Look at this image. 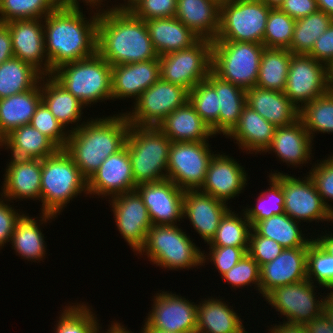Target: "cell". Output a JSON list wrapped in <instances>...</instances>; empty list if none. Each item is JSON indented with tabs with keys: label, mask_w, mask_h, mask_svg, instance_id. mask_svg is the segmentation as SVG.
Returning a JSON list of instances; mask_svg holds the SVG:
<instances>
[{
	"label": "cell",
	"mask_w": 333,
	"mask_h": 333,
	"mask_svg": "<svg viewBox=\"0 0 333 333\" xmlns=\"http://www.w3.org/2000/svg\"><path fill=\"white\" fill-rule=\"evenodd\" d=\"M127 3H126V2ZM136 0H124V4H120V6L118 5H114V7H112V9H129L130 6L135 2ZM101 2H103V0H101ZM117 6V7H116Z\"/></svg>",
	"instance_id": "753ad0ef"
},
{
	"label": "cell",
	"mask_w": 333,
	"mask_h": 333,
	"mask_svg": "<svg viewBox=\"0 0 333 333\" xmlns=\"http://www.w3.org/2000/svg\"><path fill=\"white\" fill-rule=\"evenodd\" d=\"M306 328L310 333H333V326L323 313L317 318L312 319L306 325Z\"/></svg>",
	"instance_id": "6125c7cd"
},
{
	"label": "cell",
	"mask_w": 333,
	"mask_h": 333,
	"mask_svg": "<svg viewBox=\"0 0 333 333\" xmlns=\"http://www.w3.org/2000/svg\"><path fill=\"white\" fill-rule=\"evenodd\" d=\"M88 195V180L83 176L72 157L59 149L54 155L42 160L40 201L42 220L46 223L78 194ZM44 221V222H43Z\"/></svg>",
	"instance_id": "277c9868"
},
{
	"label": "cell",
	"mask_w": 333,
	"mask_h": 333,
	"mask_svg": "<svg viewBox=\"0 0 333 333\" xmlns=\"http://www.w3.org/2000/svg\"><path fill=\"white\" fill-rule=\"evenodd\" d=\"M136 184L126 145L117 153L110 155L99 169L88 179V194L114 197L134 191Z\"/></svg>",
	"instance_id": "ffe728a7"
},
{
	"label": "cell",
	"mask_w": 333,
	"mask_h": 333,
	"mask_svg": "<svg viewBox=\"0 0 333 333\" xmlns=\"http://www.w3.org/2000/svg\"><path fill=\"white\" fill-rule=\"evenodd\" d=\"M279 9L295 20L319 10L316 0H284Z\"/></svg>",
	"instance_id": "91938a15"
},
{
	"label": "cell",
	"mask_w": 333,
	"mask_h": 333,
	"mask_svg": "<svg viewBox=\"0 0 333 333\" xmlns=\"http://www.w3.org/2000/svg\"><path fill=\"white\" fill-rule=\"evenodd\" d=\"M303 333H310V331H309V330H307V328H306V326H305V325H303Z\"/></svg>",
	"instance_id": "11e5206c"
},
{
	"label": "cell",
	"mask_w": 333,
	"mask_h": 333,
	"mask_svg": "<svg viewBox=\"0 0 333 333\" xmlns=\"http://www.w3.org/2000/svg\"><path fill=\"white\" fill-rule=\"evenodd\" d=\"M307 250V279L333 293V234L313 238ZM314 277V278H312Z\"/></svg>",
	"instance_id": "f35d334b"
},
{
	"label": "cell",
	"mask_w": 333,
	"mask_h": 333,
	"mask_svg": "<svg viewBox=\"0 0 333 333\" xmlns=\"http://www.w3.org/2000/svg\"><path fill=\"white\" fill-rule=\"evenodd\" d=\"M30 125L47 136L59 149H65L69 131L65 130L43 102L37 107Z\"/></svg>",
	"instance_id": "f907efd6"
},
{
	"label": "cell",
	"mask_w": 333,
	"mask_h": 333,
	"mask_svg": "<svg viewBox=\"0 0 333 333\" xmlns=\"http://www.w3.org/2000/svg\"><path fill=\"white\" fill-rule=\"evenodd\" d=\"M213 41L200 38L192 46L159 56L161 79L192 90L212 71Z\"/></svg>",
	"instance_id": "30bf717a"
},
{
	"label": "cell",
	"mask_w": 333,
	"mask_h": 333,
	"mask_svg": "<svg viewBox=\"0 0 333 333\" xmlns=\"http://www.w3.org/2000/svg\"><path fill=\"white\" fill-rule=\"evenodd\" d=\"M270 175L281 183L284 211L292 219L300 223L301 220L304 222L333 220V212L323 202L309 175L305 176L304 180L280 172H271Z\"/></svg>",
	"instance_id": "4fadbf2b"
},
{
	"label": "cell",
	"mask_w": 333,
	"mask_h": 333,
	"mask_svg": "<svg viewBox=\"0 0 333 333\" xmlns=\"http://www.w3.org/2000/svg\"><path fill=\"white\" fill-rule=\"evenodd\" d=\"M221 200L198 190H185L183 218H189L196 232L207 244L215 236L221 219L230 210Z\"/></svg>",
	"instance_id": "603a6c76"
},
{
	"label": "cell",
	"mask_w": 333,
	"mask_h": 333,
	"mask_svg": "<svg viewBox=\"0 0 333 333\" xmlns=\"http://www.w3.org/2000/svg\"><path fill=\"white\" fill-rule=\"evenodd\" d=\"M284 248L276 241L258 235L251 229L249 235V249L248 254L257 261L259 266L274 260Z\"/></svg>",
	"instance_id": "9f6ffc18"
},
{
	"label": "cell",
	"mask_w": 333,
	"mask_h": 333,
	"mask_svg": "<svg viewBox=\"0 0 333 333\" xmlns=\"http://www.w3.org/2000/svg\"><path fill=\"white\" fill-rule=\"evenodd\" d=\"M308 247L285 248L274 260L260 266V293L265 297L279 286L307 279Z\"/></svg>",
	"instance_id": "7402d4cb"
},
{
	"label": "cell",
	"mask_w": 333,
	"mask_h": 333,
	"mask_svg": "<svg viewBox=\"0 0 333 333\" xmlns=\"http://www.w3.org/2000/svg\"><path fill=\"white\" fill-rule=\"evenodd\" d=\"M154 296L146 323L166 332H196L197 305L181 295L162 291Z\"/></svg>",
	"instance_id": "e0dca14e"
},
{
	"label": "cell",
	"mask_w": 333,
	"mask_h": 333,
	"mask_svg": "<svg viewBox=\"0 0 333 333\" xmlns=\"http://www.w3.org/2000/svg\"><path fill=\"white\" fill-rule=\"evenodd\" d=\"M222 0H177L175 16L198 37L214 41Z\"/></svg>",
	"instance_id": "484cf974"
},
{
	"label": "cell",
	"mask_w": 333,
	"mask_h": 333,
	"mask_svg": "<svg viewBox=\"0 0 333 333\" xmlns=\"http://www.w3.org/2000/svg\"><path fill=\"white\" fill-rule=\"evenodd\" d=\"M265 3L269 8H280L284 0H260Z\"/></svg>",
	"instance_id": "2644e50d"
},
{
	"label": "cell",
	"mask_w": 333,
	"mask_h": 333,
	"mask_svg": "<svg viewBox=\"0 0 333 333\" xmlns=\"http://www.w3.org/2000/svg\"><path fill=\"white\" fill-rule=\"evenodd\" d=\"M222 278L235 288L255 284L260 292V266L248 253Z\"/></svg>",
	"instance_id": "816d5d0a"
},
{
	"label": "cell",
	"mask_w": 333,
	"mask_h": 333,
	"mask_svg": "<svg viewBox=\"0 0 333 333\" xmlns=\"http://www.w3.org/2000/svg\"><path fill=\"white\" fill-rule=\"evenodd\" d=\"M283 324L271 327L270 333H303V325L282 322Z\"/></svg>",
	"instance_id": "be15d7a7"
},
{
	"label": "cell",
	"mask_w": 333,
	"mask_h": 333,
	"mask_svg": "<svg viewBox=\"0 0 333 333\" xmlns=\"http://www.w3.org/2000/svg\"><path fill=\"white\" fill-rule=\"evenodd\" d=\"M26 92L0 99V131L6 136L12 130L30 124L42 102L41 85Z\"/></svg>",
	"instance_id": "836d02e7"
},
{
	"label": "cell",
	"mask_w": 333,
	"mask_h": 333,
	"mask_svg": "<svg viewBox=\"0 0 333 333\" xmlns=\"http://www.w3.org/2000/svg\"><path fill=\"white\" fill-rule=\"evenodd\" d=\"M14 57L12 50V37L8 27L0 23V65Z\"/></svg>",
	"instance_id": "94428289"
},
{
	"label": "cell",
	"mask_w": 333,
	"mask_h": 333,
	"mask_svg": "<svg viewBox=\"0 0 333 333\" xmlns=\"http://www.w3.org/2000/svg\"><path fill=\"white\" fill-rule=\"evenodd\" d=\"M298 223L286 213H282L257 222L252 229L258 235L276 241L284 249L308 247L313 239L304 237Z\"/></svg>",
	"instance_id": "74e56055"
},
{
	"label": "cell",
	"mask_w": 333,
	"mask_h": 333,
	"mask_svg": "<svg viewBox=\"0 0 333 333\" xmlns=\"http://www.w3.org/2000/svg\"><path fill=\"white\" fill-rule=\"evenodd\" d=\"M40 84L42 102L64 128L76 122L77 124H74L76 126H74V128L71 126V130H68L69 132L82 126L83 123L80 125L78 122L81 121V115L83 114L82 109H84L85 106L68 92L52 75H46V77L43 75Z\"/></svg>",
	"instance_id": "1f68e13d"
},
{
	"label": "cell",
	"mask_w": 333,
	"mask_h": 333,
	"mask_svg": "<svg viewBox=\"0 0 333 333\" xmlns=\"http://www.w3.org/2000/svg\"><path fill=\"white\" fill-rule=\"evenodd\" d=\"M185 233L177 225H154L138 254L145 252L149 261L167 270L202 266L203 251Z\"/></svg>",
	"instance_id": "52a82bcc"
},
{
	"label": "cell",
	"mask_w": 333,
	"mask_h": 333,
	"mask_svg": "<svg viewBox=\"0 0 333 333\" xmlns=\"http://www.w3.org/2000/svg\"><path fill=\"white\" fill-rule=\"evenodd\" d=\"M188 100L187 89L160 78L135 101L132 112L125 114L131 125L157 127L164 118Z\"/></svg>",
	"instance_id": "7c38bea8"
},
{
	"label": "cell",
	"mask_w": 333,
	"mask_h": 333,
	"mask_svg": "<svg viewBox=\"0 0 333 333\" xmlns=\"http://www.w3.org/2000/svg\"><path fill=\"white\" fill-rule=\"evenodd\" d=\"M299 119L312 140L316 132L333 133V91L329 90L300 108Z\"/></svg>",
	"instance_id": "7bdbcfd3"
},
{
	"label": "cell",
	"mask_w": 333,
	"mask_h": 333,
	"mask_svg": "<svg viewBox=\"0 0 333 333\" xmlns=\"http://www.w3.org/2000/svg\"><path fill=\"white\" fill-rule=\"evenodd\" d=\"M311 147L312 138L303 122L298 119L291 125L276 127L273 139L264 152L273 151L281 161L294 166L297 164V167L308 163L312 154Z\"/></svg>",
	"instance_id": "4316f807"
},
{
	"label": "cell",
	"mask_w": 333,
	"mask_h": 333,
	"mask_svg": "<svg viewBox=\"0 0 333 333\" xmlns=\"http://www.w3.org/2000/svg\"><path fill=\"white\" fill-rule=\"evenodd\" d=\"M264 48L253 42L213 41L212 71L247 91L256 86Z\"/></svg>",
	"instance_id": "ba28073f"
},
{
	"label": "cell",
	"mask_w": 333,
	"mask_h": 333,
	"mask_svg": "<svg viewBox=\"0 0 333 333\" xmlns=\"http://www.w3.org/2000/svg\"><path fill=\"white\" fill-rule=\"evenodd\" d=\"M135 190L143 199L152 226L175 225L177 221L183 219L184 190L168 178L141 183L136 186Z\"/></svg>",
	"instance_id": "ac0fdd59"
},
{
	"label": "cell",
	"mask_w": 333,
	"mask_h": 333,
	"mask_svg": "<svg viewBox=\"0 0 333 333\" xmlns=\"http://www.w3.org/2000/svg\"><path fill=\"white\" fill-rule=\"evenodd\" d=\"M83 122L69 132L65 151L88 180L102 162L125 146L130 123L125 113Z\"/></svg>",
	"instance_id": "3957f363"
},
{
	"label": "cell",
	"mask_w": 333,
	"mask_h": 333,
	"mask_svg": "<svg viewBox=\"0 0 333 333\" xmlns=\"http://www.w3.org/2000/svg\"><path fill=\"white\" fill-rule=\"evenodd\" d=\"M56 1L59 6H80L78 2L79 0H56ZM83 1L87 3L86 5H90V7H93L95 9H98L101 7L100 5H103L101 3V0H83ZM95 6L98 7L96 8Z\"/></svg>",
	"instance_id": "e7e4bbea"
},
{
	"label": "cell",
	"mask_w": 333,
	"mask_h": 333,
	"mask_svg": "<svg viewBox=\"0 0 333 333\" xmlns=\"http://www.w3.org/2000/svg\"><path fill=\"white\" fill-rule=\"evenodd\" d=\"M123 326L124 325L114 322L111 324L110 329L106 333H133L130 332L129 330H126L127 327L125 328V326L124 327Z\"/></svg>",
	"instance_id": "a7ac6f4b"
},
{
	"label": "cell",
	"mask_w": 333,
	"mask_h": 333,
	"mask_svg": "<svg viewBox=\"0 0 333 333\" xmlns=\"http://www.w3.org/2000/svg\"><path fill=\"white\" fill-rule=\"evenodd\" d=\"M197 304L196 333H248L242 320L221 299L208 298Z\"/></svg>",
	"instance_id": "d6a6232c"
},
{
	"label": "cell",
	"mask_w": 333,
	"mask_h": 333,
	"mask_svg": "<svg viewBox=\"0 0 333 333\" xmlns=\"http://www.w3.org/2000/svg\"><path fill=\"white\" fill-rule=\"evenodd\" d=\"M1 200L0 198V248L2 249V245L4 247V244L11 242L15 224L22 214H18L14 207L8 206Z\"/></svg>",
	"instance_id": "680465c9"
},
{
	"label": "cell",
	"mask_w": 333,
	"mask_h": 333,
	"mask_svg": "<svg viewBox=\"0 0 333 333\" xmlns=\"http://www.w3.org/2000/svg\"><path fill=\"white\" fill-rule=\"evenodd\" d=\"M80 9L79 6H58L43 19L45 53L51 75L63 64L97 53L99 11L93 12L87 20Z\"/></svg>",
	"instance_id": "6da1fadb"
},
{
	"label": "cell",
	"mask_w": 333,
	"mask_h": 333,
	"mask_svg": "<svg viewBox=\"0 0 333 333\" xmlns=\"http://www.w3.org/2000/svg\"><path fill=\"white\" fill-rule=\"evenodd\" d=\"M270 9L260 0H222L219 31L214 41L263 44Z\"/></svg>",
	"instance_id": "9c48e42d"
},
{
	"label": "cell",
	"mask_w": 333,
	"mask_h": 333,
	"mask_svg": "<svg viewBox=\"0 0 333 333\" xmlns=\"http://www.w3.org/2000/svg\"><path fill=\"white\" fill-rule=\"evenodd\" d=\"M323 314L329 320V323L333 326V293H328L324 301Z\"/></svg>",
	"instance_id": "03108f58"
},
{
	"label": "cell",
	"mask_w": 333,
	"mask_h": 333,
	"mask_svg": "<svg viewBox=\"0 0 333 333\" xmlns=\"http://www.w3.org/2000/svg\"><path fill=\"white\" fill-rule=\"evenodd\" d=\"M6 168L3 200L32 198L40 201L42 160L12 157Z\"/></svg>",
	"instance_id": "d4e9b609"
},
{
	"label": "cell",
	"mask_w": 333,
	"mask_h": 333,
	"mask_svg": "<svg viewBox=\"0 0 333 333\" xmlns=\"http://www.w3.org/2000/svg\"><path fill=\"white\" fill-rule=\"evenodd\" d=\"M111 198L117 229L133 251L139 253L152 227L143 199L136 190Z\"/></svg>",
	"instance_id": "2e32d148"
},
{
	"label": "cell",
	"mask_w": 333,
	"mask_h": 333,
	"mask_svg": "<svg viewBox=\"0 0 333 333\" xmlns=\"http://www.w3.org/2000/svg\"><path fill=\"white\" fill-rule=\"evenodd\" d=\"M90 307L83 303L65 306L55 326V333H100L99 324Z\"/></svg>",
	"instance_id": "c3c4849f"
},
{
	"label": "cell",
	"mask_w": 333,
	"mask_h": 333,
	"mask_svg": "<svg viewBox=\"0 0 333 333\" xmlns=\"http://www.w3.org/2000/svg\"><path fill=\"white\" fill-rule=\"evenodd\" d=\"M0 146H5V135L0 131Z\"/></svg>",
	"instance_id": "34e18365"
},
{
	"label": "cell",
	"mask_w": 333,
	"mask_h": 333,
	"mask_svg": "<svg viewBox=\"0 0 333 333\" xmlns=\"http://www.w3.org/2000/svg\"><path fill=\"white\" fill-rule=\"evenodd\" d=\"M332 22L333 17L321 10L296 19L292 41L288 50L292 54L307 55L312 50L315 41L327 30Z\"/></svg>",
	"instance_id": "b9f144b4"
},
{
	"label": "cell",
	"mask_w": 333,
	"mask_h": 333,
	"mask_svg": "<svg viewBox=\"0 0 333 333\" xmlns=\"http://www.w3.org/2000/svg\"><path fill=\"white\" fill-rule=\"evenodd\" d=\"M307 55L327 67L333 62V22L315 41L312 50Z\"/></svg>",
	"instance_id": "6f0895ef"
},
{
	"label": "cell",
	"mask_w": 333,
	"mask_h": 333,
	"mask_svg": "<svg viewBox=\"0 0 333 333\" xmlns=\"http://www.w3.org/2000/svg\"><path fill=\"white\" fill-rule=\"evenodd\" d=\"M246 105L276 127L291 125L299 119V109L282 91L254 86L246 91Z\"/></svg>",
	"instance_id": "83f0119b"
},
{
	"label": "cell",
	"mask_w": 333,
	"mask_h": 333,
	"mask_svg": "<svg viewBox=\"0 0 333 333\" xmlns=\"http://www.w3.org/2000/svg\"><path fill=\"white\" fill-rule=\"evenodd\" d=\"M5 147L11 150L12 157L38 160L52 156L59 150L47 136L30 124L20 126L6 135Z\"/></svg>",
	"instance_id": "d590c367"
},
{
	"label": "cell",
	"mask_w": 333,
	"mask_h": 333,
	"mask_svg": "<svg viewBox=\"0 0 333 333\" xmlns=\"http://www.w3.org/2000/svg\"><path fill=\"white\" fill-rule=\"evenodd\" d=\"M144 324L145 325L143 326L141 333H196V332H166L155 328H151L146 322Z\"/></svg>",
	"instance_id": "89a4df30"
},
{
	"label": "cell",
	"mask_w": 333,
	"mask_h": 333,
	"mask_svg": "<svg viewBox=\"0 0 333 333\" xmlns=\"http://www.w3.org/2000/svg\"><path fill=\"white\" fill-rule=\"evenodd\" d=\"M314 286L306 279L297 283L279 286L271 290L264 298L281 315L287 318L286 323L307 325L312 319L323 313L327 296L317 300ZM316 298V299H315Z\"/></svg>",
	"instance_id": "5bb4252c"
},
{
	"label": "cell",
	"mask_w": 333,
	"mask_h": 333,
	"mask_svg": "<svg viewBox=\"0 0 333 333\" xmlns=\"http://www.w3.org/2000/svg\"><path fill=\"white\" fill-rule=\"evenodd\" d=\"M206 81L216 90L218 96L219 134L227 135L237 124L246 106V91L225 81L211 71Z\"/></svg>",
	"instance_id": "e575fe53"
},
{
	"label": "cell",
	"mask_w": 333,
	"mask_h": 333,
	"mask_svg": "<svg viewBox=\"0 0 333 333\" xmlns=\"http://www.w3.org/2000/svg\"><path fill=\"white\" fill-rule=\"evenodd\" d=\"M269 178V185L271 186L266 191L261 192L257 197L258 203H256L254 207H246L245 210H242L249 220L251 227L257 222L272 217L273 215L285 213L282 185L274 176L269 175Z\"/></svg>",
	"instance_id": "bcb514c9"
},
{
	"label": "cell",
	"mask_w": 333,
	"mask_h": 333,
	"mask_svg": "<svg viewBox=\"0 0 333 333\" xmlns=\"http://www.w3.org/2000/svg\"><path fill=\"white\" fill-rule=\"evenodd\" d=\"M58 6L56 0H0V23L44 19Z\"/></svg>",
	"instance_id": "f6af8a7d"
},
{
	"label": "cell",
	"mask_w": 333,
	"mask_h": 333,
	"mask_svg": "<svg viewBox=\"0 0 333 333\" xmlns=\"http://www.w3.org/2000/svg\"><path fill=\"white\" fill-rule=\"evenodd\" d=\"M52 76L84 106L112 99V66L98 53L61 65Z\"/></svg>",
	"instance_id": "8992f818"
},
{
	"label": "cell",
	"mask_w": 333,
	"mask_h": 333,
	"mask_svg": "<svg viewBox=\"0 0 333 333\" xmlns=\"http://www.w3.org/2000/svg\"><path fill=\"white\" fill-rule=\"evenodd\" d=\"M209 249L210 251L208 255H204V253H202V264L206 263V257L207 260L211 259L210 262H213L216 269H218V272L222 276L234 267L244 255L247 254L249 247L210 246Z\"/></svg>",
	"instance_id": "11a10c76"
},
{
	"label": "cell",
	"mask_w": 333,
	"mask_h": 333,
	"mask_svg": "<svg viewBox=\"0 0 333 333\" xmlns=\"http://www.w3.org/2000/svg\"><path fill=\"white\" fill-rule=\"evenodd\" d=\"M319 10L333 17V0H316Z\"/></svg>",
	"instance_id": "003e7915"
},
{
	"label": "cell",
	"mask_w": 333,
	"mask_h": 333,
	"mask_svg": "<svg viewBox=\"0 0 333 333\" xmlns=\"http://www.w3.org/2000/svg\"><path fill=\"white\" fill-rule=\"evenodd\" d=\"M296 20L279 8L270 9L263 45L266 48L289 49Z\"/></svg>",
	"instance_id": "681fc988"
},
{
	"label": "cell",
	"mask_w": 333,
	"mask_h": 333,
	"mask_svg": "<svg viewBox=\"0 0 333 333\" xmlns=\"http://www.w3.org/2000/svg\"><path fill=\"white\" fill-rule=\"evenodd\" d=\"M145 22L158 56L188 48L200 39L176 17L147 19Z\"/></svg>",
	"instance_id": "f546056e"
},
{
	"label": "cell",
	"mask_w": 333,
	"mask_h": 333,
	"mask_svg": "<svg viewBox=\"0 0 333 333\" xmlns=\"http://www.w3.org/2000/svg\"><path fill=\"white\" fill-rule=\"evenodd\" d=\"M243 169L244 167L229 155L214 154L199 190L226 203L240 194L247 185V174Z\"/></svg>",
	"instance_id": "44dd1931"
},
{
	"label": "cell",
	"mask_w": 333,
	"mask_h": 333,
	"mask_svg": "<svg viewBox=\"0 0 333 333\" xmlns=\"http://www.w3.org/2000/svg\"><path fill=\"white\" fill-rule=\"evenodd\" d=\"M171 143L158 127L130 125L125 145L136 185L167 178Z\"/></svg>",
	"instance_id": "5b68a950"
},
{
	"label": "cell",
	"mask_w": 333,
	"mask_h": 333,
	"mask_svg": "<svg viewBox=\"0 0 333 333\" xmlns=\"http://www.w3.org/2000/svg\"><path fill=\"white\" fill-rule=\"evenodd\" d=\"M196 113L210 127L214 135L219 133L218 96L216 90L205 80L189 91V100Z\"/></svg>",
	"instance_id": "7dc6e473"
},
{
	"label": "cell",
	"mask_w": 333,
	"mask_h": 333,
	"mask_svg": "<svg viewBox=\"0 0 333 333\" xmlns=\"http://www.w3.org/2000/svg\"><path fill=\"white\" fill-rule=\"evenodd\" d=\"M42 21L43 19L13 20L5 25L12 37L14 57L31 64L46 76L51 75V67L45 53Z\"/></svg>",
	"instance_id": "d6986e66"
},
{
	"label": "cell",
	"mask_w": 333,
	"mask_h": 333,
	"mask_svg": "<svg viewBox=\"0 0 333 333\" xmlns=\"http://www.w3.org/2000/svg\"><path fill=\"white\" fill-rule=\"evenodd\" d=\"M242 214L243 218L229 210L221 219L215 236L208 243L209 246L249 247V235L252 227L245 213L242 212Z\"/></svg>",
	"instance_id": "ee69618b"
},
{
	"label": "cell",
	"mask_w": 333,
	"mask_h": 333,
	"mask_svg": "<svg viewBox=\"0 0 333 333\" xmlns=\"http://www.w3.org/2000/svg\"><path fill=\"white\" fill-rule=\"evenodd\" d=\"M328 91V67L309 55L293 54L284 89L291 102L300 109Z\"/></svg>",
	"instance_id": "9a60e30c"
},
{
	"label": "cell",
	"mask_w": 333,
	"mask_h": 333,
	"mask_svg": "<svg viewBox=\"0 0 333 333\" xmlns=\"http://www.w3.org/2000/svg\"><path fill=\"white\" fill-rule=\"evenodd\" d=\"M207 141L172 142L169 148L167 178L182 190H198L205 181L214 152Z\"/></svg>",
	"instance_id": "8fae6325"
},
{
	"label": "cell",
	"mask_w": 333,
	"mask_h": 333,
	"mask_svg": "<svg viewBox=\"0 0 333 333\" xmlns=\"http://www.w3.org/2000/svg\"><path fill=\"white\" fill-rule=\"evenodd\" d=\"M177 0H136L129 10L142 20L174 17Z\"/></svg>",
	"instance_id": "db71d44e"
},
{
	"label": "cell",
	"mask_w": 333,
	"mask_h": 333,
	"mask_svg": "<svg viewBox=\"0 0 333 333\" xmlns=\"http://www.w3.org/2000/svg\"><path fill=\"white\" fill-rule=\"evenodd\" d=\"M43 74L31 64L12 57L0 65V99L26 92L40 84Z\"/></svg>",
	"instance_id": "8d00e7d4"
},
{
	"label": "cell",
	"mask_w": 333,
	"mask_h": 333,
	"mask_svg": "<svg viewBox=\"0 0 333 333\" xmlns=\"http://www.w3.org/2000/svg\"><path fill=\"white\" fill-rule=\"evenodd\" d=\"M276 126L265 120L259 113L245 106L234 128L226 135L236 140L241 149L249 153H262L270 145Z\"/></svg>",
	"instance_id": "4dcf8cb0"
},
{
	"label": "cell",
	"mask_w": 333,
	"mask_h": 333,
	"mask_svg": "<svg viewBox=\"0 0 333 333\" xmlns=\"http://www.w3.org/2000/svg\"><path fill=\"white\" fill-rule=\"evenodd\" d=\"M328 86L333 91V62L328 66Z\"/></svg>",
	"instance_id": "8c879c8a"
},
{
	"label": "cell",
	"mask_w": 333,
	"mask_h": 333,
	"mask_svg": "<svg viewBox=\"0 0 333 333\" xmlns=\"http://www.w3.org/2000/svg\"><path fill=\"white\" fill-rule=\"evenodd\" d=\"M292 53L288 49L264 48L256 86L284 92Z\"/></svg>",
	"instance_id": "ab89813d"
},
{
	"label": "cell",
	"mask_w": 333,
	"mask_h": 333,
	"mask_svg": "<svg viewBox=\"0 0 333 333\" xmlns=\"http://www.w3.org/2000/svg\"><path fill=\"white\" fill-rule=\"evenodd\" d=\"M309 173L316 191L322 197L325 205L333 212V207L329 206L326 201H333V154L327 159L313 165Z\"/></svg>",
	"instance_id": "f5cc1de1"
},
{
	"label": "cell",
	"mask_w": 333,
	"mask_h": 333,
	"mask_svg": "<svg viewBox=\"0 0 333 333\" xmlns=\"http://www.w3.org/2000/svg\"><path fill=\"white\" fill-rule=\"evenodd\" d=\"M97 53L111 66L159 59L146 22L129 9H99Z\"/></svg>",
	"instance_id": "7a4b0ae2"
},
{
	"label": "cell",
	"mask_w": 333,
	"mask_h": 333,
	"mask_svg": "<svg viewBox=\"0 0 333 333\" xmlns=\"http://www.w3.org/2000/svg\"><path fill=\"white\" fill-rule=\"evenodd\" d=\"M157 127L172 142H202L215 136L189 101L170 113Z\"/></svg>",
	"instance_id": "f1b7e54d"
},
{
	"label": "cell",
	"mask_w": 333,
	"mask_h": 333,
	"mask_svg": "<svg viewBox=\"0 0 333 333\" xmlns=\"http://www.w3.org/2000/svg\"><path fill=\"white\" fill-rule=\"evenodd\" d=\"M40 225L42 224H38V220L23 213L16 222L10 243L23 259L26 258L28 261L32 259L31 261L35 262L43 260L46 244Z\"/></svg>",
	"instance_id": "60d3db41"
},
{
	"label": "cell",
	"mask_w": 333,
	"mask_h": 333,
	"mask_svg": "<svg viewBox=\"0 0 333 333\" xmlns=\"http://www.w3.org/2000/svg\"><path fill=\"white\" fill-rule=\"evenodd\" d=\"M161 78L159 59L112 66V100L140 95Z\"/></svg>",
	"instance_id": "cb8c5ba5"
}]
</instances>
